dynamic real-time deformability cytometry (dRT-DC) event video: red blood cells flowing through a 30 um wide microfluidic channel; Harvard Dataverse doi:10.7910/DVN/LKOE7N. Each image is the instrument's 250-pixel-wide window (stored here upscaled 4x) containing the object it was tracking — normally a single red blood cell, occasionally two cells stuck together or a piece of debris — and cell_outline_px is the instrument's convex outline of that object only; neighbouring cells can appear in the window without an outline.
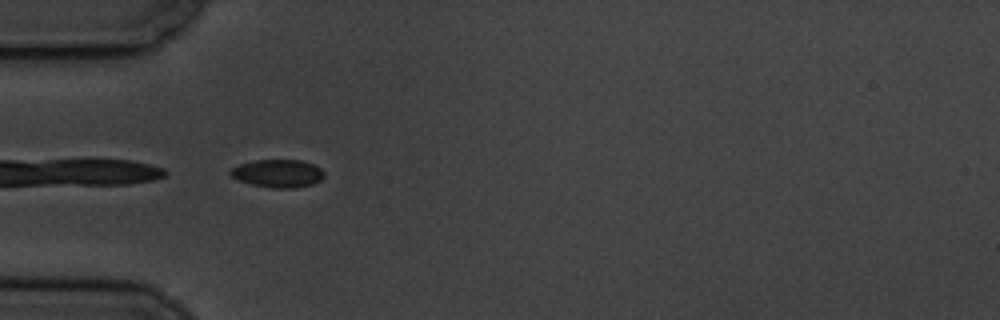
{"species": "common noctule bat (a hibernating species)", "species_latin": "Nyctalus noctula", "temperature_condition": "cold", "stored_images_in_passage": 3, "camera_frame_rate_fps": 3000, "um_per_image_px": 0.085, "animal": {"sex": "male", "body_mass_g": 19.5, "forearm_length_mm": 54.6}, "frame": {"image": 1, "passage_image": 1, "time_ms": 0.0, "image_size_px": [1000, 320], "cell_outline_px": [[324, 176], [320, 180], [312, 184], [292, 188], [272, 188], [252, 184], [240, 180], [232, 176], [228, 172], [232, 168], [240, 164], [256, 160], [300, 160], [312, 164], [320, 168], [324, 172]], "centroid_in_image_um": [23.62, 14.74], "position_along_channel_um": 61.4, "area_um2": 15.03}}